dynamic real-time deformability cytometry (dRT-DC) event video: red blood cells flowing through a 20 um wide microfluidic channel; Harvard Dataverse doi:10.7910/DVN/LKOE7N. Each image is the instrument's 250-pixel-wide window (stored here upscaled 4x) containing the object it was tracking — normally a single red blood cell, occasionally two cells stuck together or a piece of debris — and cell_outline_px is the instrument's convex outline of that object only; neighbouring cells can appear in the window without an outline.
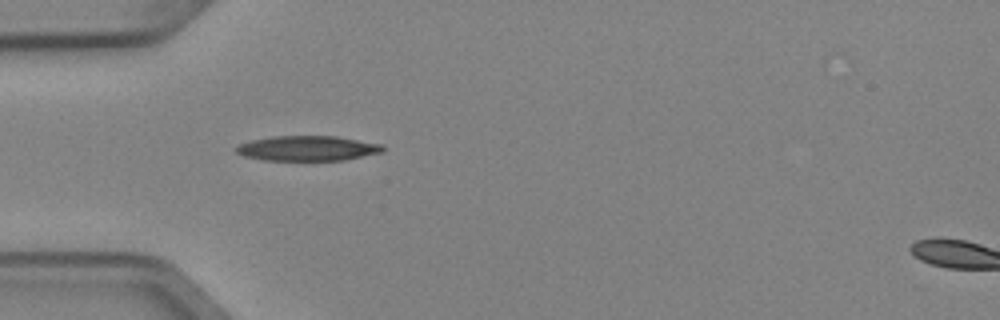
{"species": "Egyptian fruit bat (a non-hibernating species)", "species_latin": "Rousettus aegyptiacus", "temperature_condition": "cold", "stored_images_in_passage": 2, "segment_of_instrument_passage": [1, 2], "camera_frame_rate_fps": 3000, "um_per_image_px": 0.085, "animal": {"sex": "female"}, "frame": {"image": 1, "passage_image": 1, "time_ms": 0.0, "image_size_px": [1000, 320], "cell_outline_px": [[384, 152], [344, 160], [260, 160], [244, 156], [236, 152], [236, 148], [240, 144], [252, 140], [272, 136], [336, 136], [380, 144], [384, 148]], "centroid_in_image_um": [26.14, 12.61], "position_along_channel_um": 58.9, "area_um2": 21.27}}